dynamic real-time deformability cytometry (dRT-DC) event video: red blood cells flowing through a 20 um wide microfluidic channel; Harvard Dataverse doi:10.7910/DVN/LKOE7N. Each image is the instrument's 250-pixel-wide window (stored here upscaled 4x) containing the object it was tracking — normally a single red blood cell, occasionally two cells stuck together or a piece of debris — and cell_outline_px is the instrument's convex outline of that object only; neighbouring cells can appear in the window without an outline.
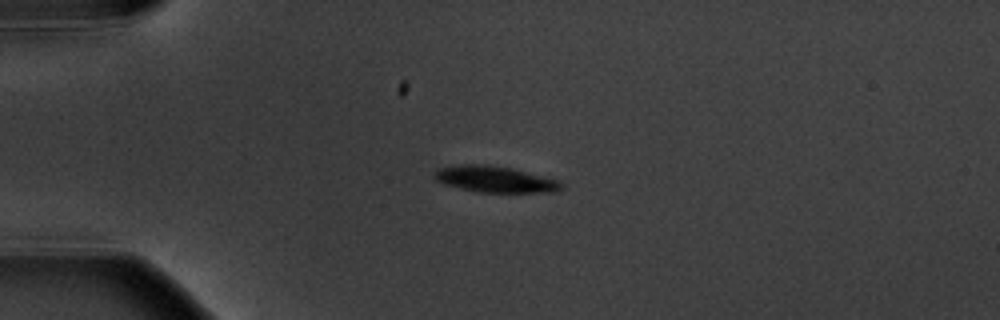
{"species": "common noctule bat (a hibernating species)", "species_latin": "Nyctalus noctula", "temperature_condition": "warm", "stored_images_in_passage": 6, "camera_frame_rate_fps": 3000, "um_per_image_px": 0.085, "animal": {"sex": "male", "body_mass_g": 20.1, "forearm_length_mm": 53.5}, "frame": {"image": 1, "passage_image": 5, "time_ms": 4.667, "image_size_px": [1000, 320], "cell_outline_px": [[564, 188], [556, 192], [476, 192], [444, 184], [436, 180], [432, 176], [440, 168], [464, 164], [476, 164], [508, 168], [560, 180], [564, 184]], "centroid_in_image_um": [42.11, 15.26], "position_along_channel_um": 42.9, "area_um2": 19.13}}